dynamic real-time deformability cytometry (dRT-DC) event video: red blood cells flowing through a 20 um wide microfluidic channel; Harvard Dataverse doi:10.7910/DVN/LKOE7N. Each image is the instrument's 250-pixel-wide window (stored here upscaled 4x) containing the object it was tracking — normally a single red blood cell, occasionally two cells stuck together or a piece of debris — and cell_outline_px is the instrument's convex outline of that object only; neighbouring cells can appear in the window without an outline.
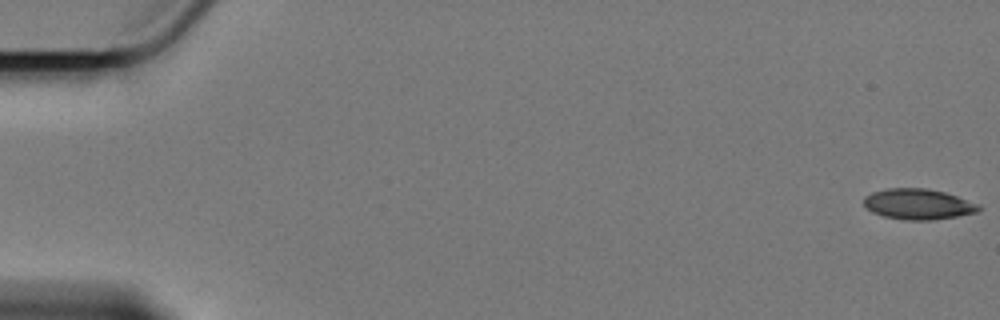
{"species": "Egyptian fruit bat (a non-hibernating species)", "species_latin": "Rousettus aegyptiacus", "temperature_condition": "cold", "stored_images_in_passage": 55, "camera_frame_rate_fps": 3000, "um_per_image_px": 0.085, "animal": {"sex": "female"}, "frame": {"image": 1, "passage_image": 1, "time_ms": 0.0, "image_size_px": [1000, 320], "cell_outline_px": [[984, 208], [980, 212], [932, 220], [904, 220], [884, 216], [872, 212], [864, 208], [864, 196], [872, 192], [888, 188], [928, 188], [944, 192], [980, 204]], "centroid_in_image_um": [78.06, 17.35], "position_along_channel_um": 6.9, "area_um2": 20.75}}
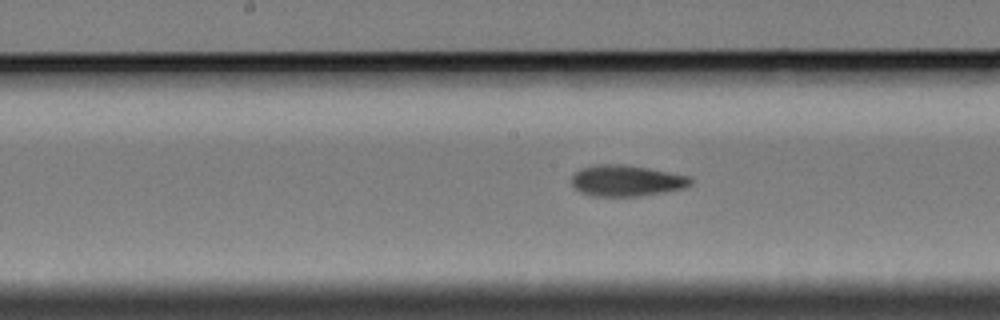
{"frame": {"image": 2, "passage_image": 31, "time_ms": 10.0, "image_size_px": [1000, 320], "cell_outline_px": [[692, 184], [684, 188], [664, 192], [640, 196], [592, 196], [580, 192], [572, 184], [572, 176], [580, 168], [596, 164], [624, 164], [648, 168], [692, 176]], "centroid_in_image_um": [53.27, 15.35], "position_along_channel_um": 194.9, "area_um2": 21.73}}
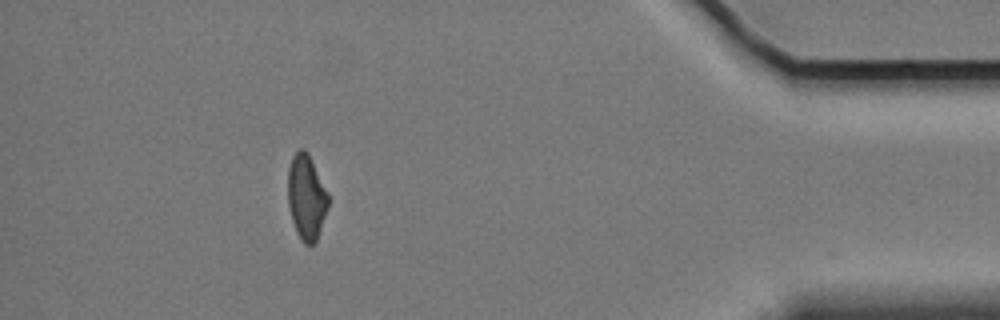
{"frame": {"image": 3, "passage_image": 54, "time_ms": 17.667, "image_size_px": [1000, 320], "cell_outline_px": [[328, 208], [316, 240], [312, 244], [304, 244], [300, 240], [296, 232], [292, 220], [288, 204], [288, 168], [292, 156], [300, 148], [304, 148], [308, 152], [328, 192]], "centroid_in_image_um": [26.03, 16.74], "position_along_channel_um": 409.2, "area_um2": 20.06}, "authors_computed_cell_mechanics": {"area_um2": 21.4438, "velocity_mm_per_s": 3.4166, "shape_relaxation_time_tau1_ms": 9.1246, "shape_relaxation_time_tau2_ms": 4.2817, "deformation_change_tau1": 0.1876, "deformation_change_tau2": 0.0986}}